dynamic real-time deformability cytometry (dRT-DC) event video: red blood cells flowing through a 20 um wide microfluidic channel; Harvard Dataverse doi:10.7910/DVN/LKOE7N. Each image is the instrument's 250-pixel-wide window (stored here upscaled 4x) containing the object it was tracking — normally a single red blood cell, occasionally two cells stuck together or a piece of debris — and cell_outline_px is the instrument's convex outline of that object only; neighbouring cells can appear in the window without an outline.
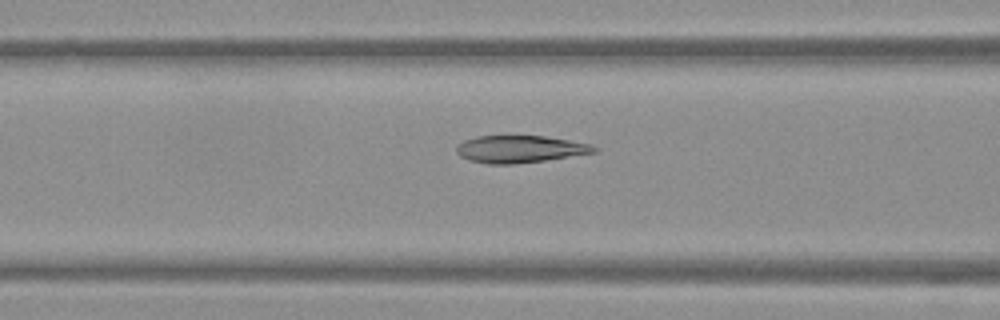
{"species": "Egyptian fruit bat (a non-hibernating species)", "species_latin": "Rousettus aegyptiacus", "temperature_condition": "warm", "stored_images_in_passage": 54, "camera_frame_rate_fps": 3000, "um_per_image_px": 0.085, "frame": {"image": 1, "passage_image": 22, "time_ms": 7.0, "image_size_px": [1000, 320], "cell_outline_px": [[600, 148], [596, 152], [544, 160], [512, 164], [488, 164], [468, 160], [460, 156], [456, 152], [456, 148], [464, 140], [476, 136], [544, 136], [592, 144]], "centroid_in_image_um": [44.19, 12.67], "position_along_channel_um": 122.4, "area_um2": 21.73}}
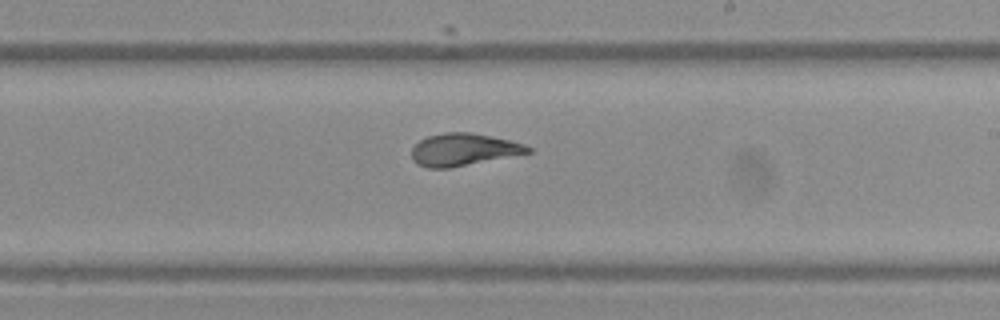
{"frame": {"image": 2, "passage_image": 32, "time_ms": 10.333, "image_size_px": [1000, 320], "cell_outline_px": [[532, 152], [448, 168], [428, 168], [416, 164], [412, 160], [412, 148], [420, 140], [428, 136], [444, 132], [468, 132], [508, 140], [524, 144], [532, 148]], "centroid_in_image_um": [39.36, 12.72], "position_along_channel_um": 249.6, "area_um2": 21.62}}
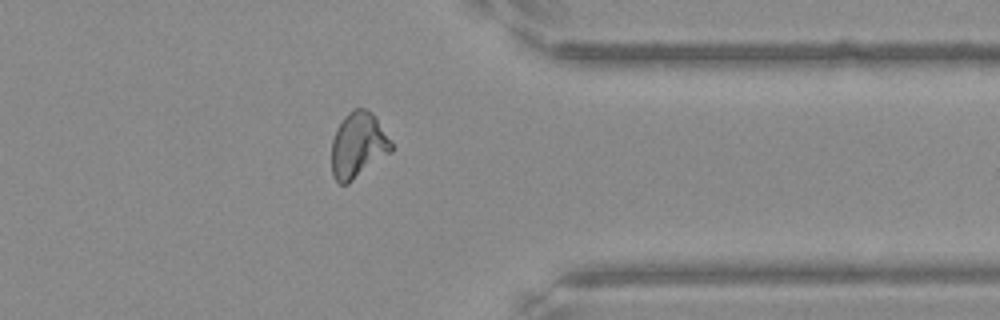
{"frame": {"image": 3, "passage_image": 43, "time_ms": 14.0, "image_size_px": [1000, 320], "cell_outline_px": [[392, 152], [348, 184], [340, 184], [332, 176], [332, 140], [336, 128], [344, 116], [348, 112], [356, 108], [364, 108], [372, 112], [392, 144]], "centroid_in_image_um": [30.42, 12.36], "position_along_channel_um": 381.0, "area_um2": 22.77}, "authors_computed_cell_mechanics": {"area_um2": 23.1778, "velocity_mm_per_s": 3.8134, "shape_relaxation_time_tau1_ms": 6.065, "shape_relaxation_time_tau2_ms": 1.0668, "deformation_change_tau1": 0.2167, "deformation_change_tau2": 0.0669}}